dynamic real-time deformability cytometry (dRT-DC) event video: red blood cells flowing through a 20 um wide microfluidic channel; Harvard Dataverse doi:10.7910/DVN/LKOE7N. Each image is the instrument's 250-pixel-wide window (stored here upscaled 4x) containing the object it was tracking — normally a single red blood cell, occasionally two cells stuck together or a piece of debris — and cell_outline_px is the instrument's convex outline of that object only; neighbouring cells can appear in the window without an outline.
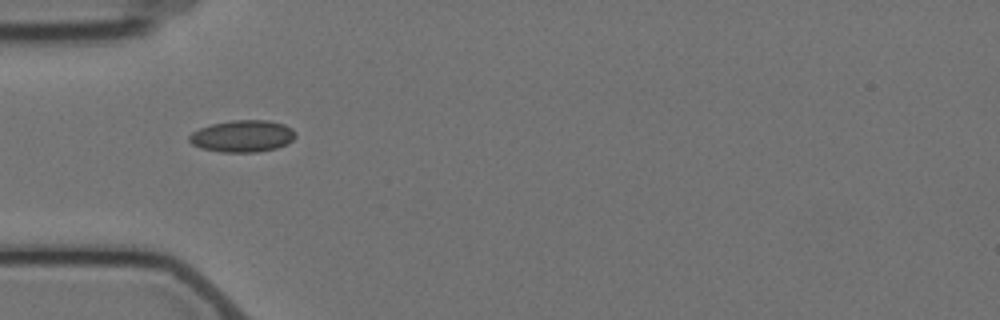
{"species": "Egyptian fruit bat (a non-hibernating species)", "species_latin": "Rousettus aegyptiacus", "temperature_condition": "cold", "stored_images_in_passage": 2, "camera_frame_rate_fps": 3000, "um_per_image_px": 0.085, "animal": {"sex": "female"}, "frame": {"image": 1, "passage_image": 1, "time_ms": 0.0, "image_size_px": [1000, 320], "cell_outline_px": [[296, 136], [292, 140], [276, 148], [256, 152], [220, 152], [200, 148], [192, 144], [188, 140], [188, 136], [192, 132], [200, 128], [212, 124], [232, 120], [268, 120], [284, 124], [292, 128], [296, 132]], "centroid_in_image_um": [20.6, 11.57], "position_along_channel_um": 64.4, "area_um2": 19.77}}
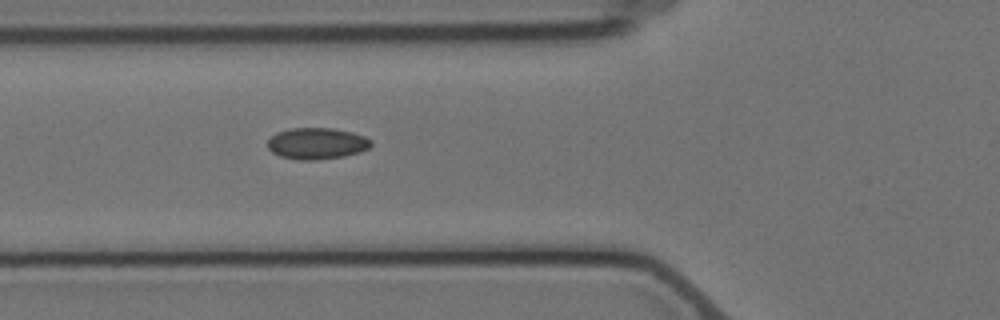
{"frame": {"image": 2, "passage_image": 2, "time_ms": 1.0, "image_size_px": [1000, 320], "cell_outline_px": [[372, 144], [368, 148], [360, 152], [344, 156], [316, 160], [300, 160], [280, 156], [272, 152], [268, 148], [268, 140], [276, 132], [288, 128], [332, 128], [352, 132], [364, 136], [372, 140]], "centroid_in_image_um": [26.93, 12.19], "position_along_channel_um": 98.9, "area_um2": 19.02}}